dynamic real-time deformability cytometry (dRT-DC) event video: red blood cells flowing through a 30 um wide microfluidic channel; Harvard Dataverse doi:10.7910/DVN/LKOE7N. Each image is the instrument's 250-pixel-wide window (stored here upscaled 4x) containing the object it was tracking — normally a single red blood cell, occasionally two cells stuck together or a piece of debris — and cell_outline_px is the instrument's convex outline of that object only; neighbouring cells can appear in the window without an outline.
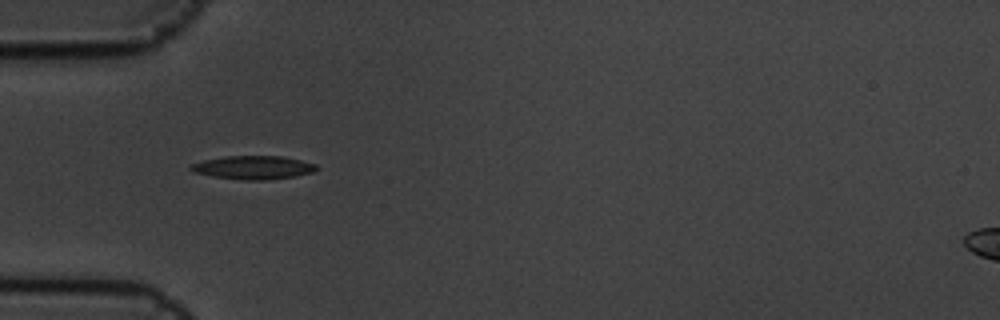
{"species": "common noctule bat (a hibernating species)", "species_latin": "Nyctalus noctula", "temperature_condition": "cold", "stored_images_in_passage": 5, "camera_frame_rate_fps": 3000, "um_per_image_px": 0.085, "animal": {"sex": "male", "body_mass_g": 19.5, "forearm_length_mm": 54.6}, "frame": {"image": 1, "passage_image": 4, "time_ms": 1.0, "image_size_px": [1000, 320], "cell_outline_px": [[320, 168], [312, 172], [296, 176], [268, 180], [244, 180], [212, 176], [192, 172], [188, 168], [192, 164], [204, 160], [224, 156], [280, 156], [300, 160], [316, 164]], "centroid_in_image_um": [21.53, 14.24], "position_along_channel_um": 63.5, "area_um2": 17.22}}
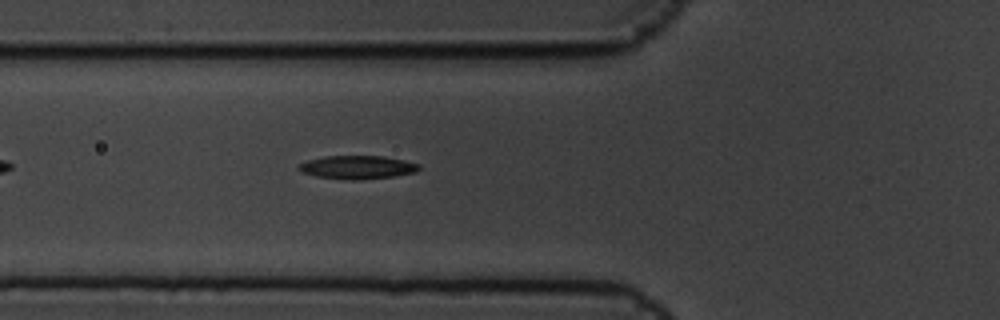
{"frame": {"image": 2, "passage_image": 5, "time_ms": 1.333, "image_size_px": [1000, 320], "cell_outline_px": [[420, 168], [416, 172], [392, 176], [360, 180], [352, 180], [316, 176], [300, 172], [296, 168], [300, 164], [308, 160], [324, 156], [380, 156], [404, 160], [420, 164]], "centroid_in_image_um": [30.36, 14.21], "position_along_channel_um": 95.4, "area_um2": 16.3}}